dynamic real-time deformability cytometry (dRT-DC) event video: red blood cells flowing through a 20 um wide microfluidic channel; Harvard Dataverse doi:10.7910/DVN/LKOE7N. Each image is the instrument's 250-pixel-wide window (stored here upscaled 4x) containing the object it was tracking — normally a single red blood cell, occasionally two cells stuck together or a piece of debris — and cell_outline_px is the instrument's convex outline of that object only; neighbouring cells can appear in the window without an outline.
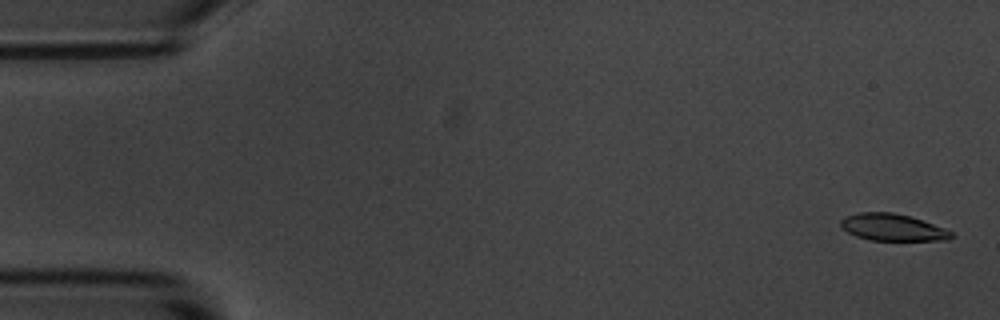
{"species": "common noctule bat (a hibernating species)", "species_latin": "Nyctalus noctula", "temperature_condition": "room temperature", "stored_images_in_passage": 24, "camera_frame_rate_fps": 3000, "um_per_image_px": 0.085, "animal": {"sex": "male", "body_mass_g": 20.1, "forearm_length_mm": 53.5}, "frame": {"image": 1, "passage_image": 2, "time_ms": 0.333, "image_size_px": [1000, 320], "cell_outline_px": [[956, 236], [948, 240], [872, 240], [856, 236], [840, 228], [840, 220], [844, 216], [860, 212], [892, 212], [908, 216], [944, 228], [952, 232]], "centroid_in_image_um": [75.84, 19.32], "position_along_channel_um": 9.2, "area_um2": 17.28}}
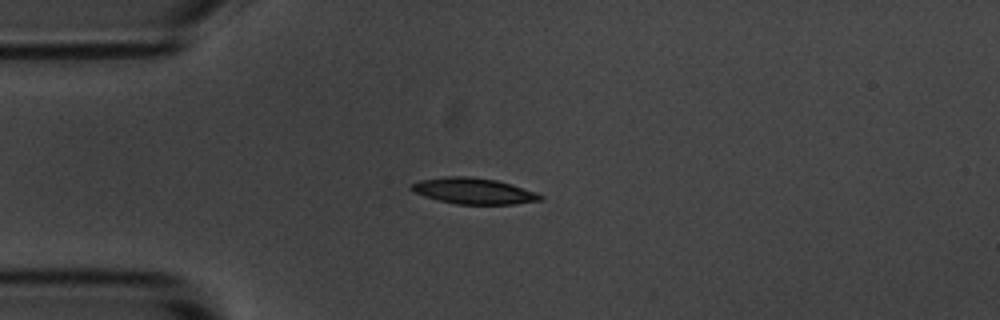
{"frame": {"image": 2, "passage_image": 14, "time_ms": 4.333, "image_size_px": [1000, 320], "cell_outline_px": [[544, 200], [516, 204], [456, 204], [424, 196], [412, 192], [408, 188], [412, 184], [420, 180], [444, 176], [472, 176], [496, 180], [536, 192], [544, 196]], "centroid_in_image_um": [40.25, 16.23], "position_along_channel_um": 44.8, "area_um2": 19.65}}
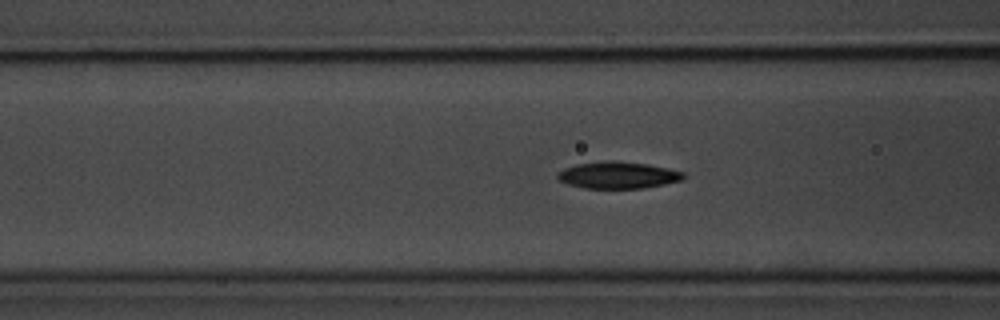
{"frame": {"image": 3, "passage_image": 21, "time_ms": 6.667, "image_size_px": [1000, 320], "cell_outline_px": [[688, 176], [684, 180], [644, 188], [584, 188], [568, 184], [560, 180], [556, 176], [556, 172], [564, 168], [576, 164], [648, 164], [668, 168], [684, 172]], "centroid_in_image_um": [52.59, 14.94], "position_along_channel_um": 114.0, "area_um2": 18.79}}